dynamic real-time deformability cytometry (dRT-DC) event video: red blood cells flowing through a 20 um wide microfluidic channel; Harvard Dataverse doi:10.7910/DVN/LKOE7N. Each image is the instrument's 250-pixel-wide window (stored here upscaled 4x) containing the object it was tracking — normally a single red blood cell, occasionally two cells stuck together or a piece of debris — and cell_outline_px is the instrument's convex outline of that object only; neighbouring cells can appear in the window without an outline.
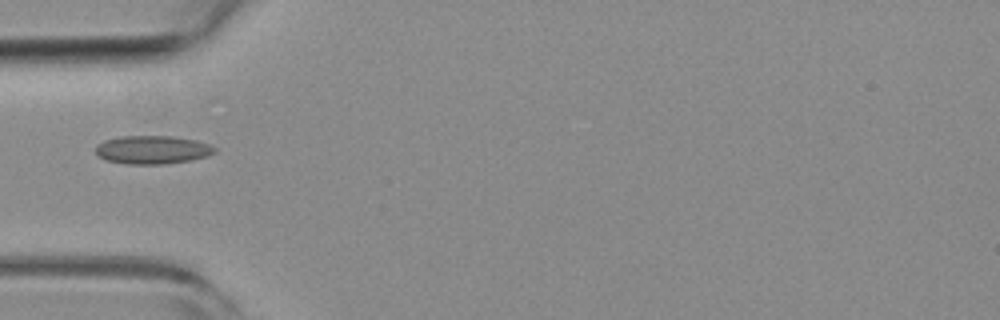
{"species": "common noctule bat (a hibernating species)", "species_latin": "Nyctalus noctula", "temperature_condition": "room temperature", "stored_images_in_passage": 37, "camera_frame_rate_fps": 3000, "um_per_image_px": 0.085, "animal": {"sex": "female", "body_mass_g": 19.3, "forearm_length_mm": 54.1}, "frame": {"image": 1, "passage_image": 1, "time_ms": 0.0, "image_size_px": [1000, 320], "cell_outline_px": [[216, 152], [208, 156], [192, 160], [164, 164], [124, 164], [104, 160], [96, 156], [96, 144], [104, 140], [120, 136], [172, 136], [196, 140], [208, 144], [216, 148]], "centroid_in_image_um": [12.92, 12.74], "position_along_channel_um": 72.1, "area_um2": 19.94}}
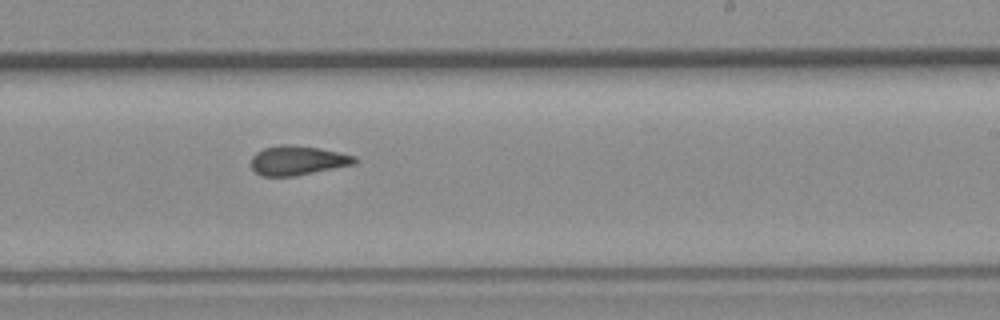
{"frame": {"image": 2, "passage_image": 16, "time_ms": 5.0, "image_size_px": [1000, 320], "cell_outline_px": [[356, 164], [296, 176], [260, 176], [252, 168], [252, 156], [256, 152], [264, 148], [320, 148], [356, 156]], "centroid_in_image_um": [25.34, 13.7], "position_along_channel_um": 263.7, "area_um2": 16.88}}
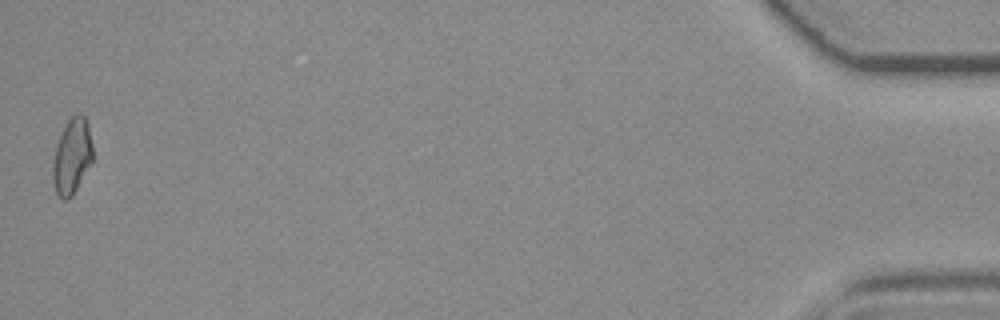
{"frame": {"image": 3, "passage_image": 37, "time_ms": 12.0, "image_size_px": [1000, 320], "cell_outline_px": [[92, 160], [72, 196], [68, 200], [64, 200], [56, 192], [52, 180], [52, 164], [56, 144], [68, 120], [76, 112], [80, 112], [84, 116], [88, 124], [92, 144]], "centroid_in_image_um": [6.1, 13.27], "position_along_channel_um": 429.1, "area_um2": 17.46}}